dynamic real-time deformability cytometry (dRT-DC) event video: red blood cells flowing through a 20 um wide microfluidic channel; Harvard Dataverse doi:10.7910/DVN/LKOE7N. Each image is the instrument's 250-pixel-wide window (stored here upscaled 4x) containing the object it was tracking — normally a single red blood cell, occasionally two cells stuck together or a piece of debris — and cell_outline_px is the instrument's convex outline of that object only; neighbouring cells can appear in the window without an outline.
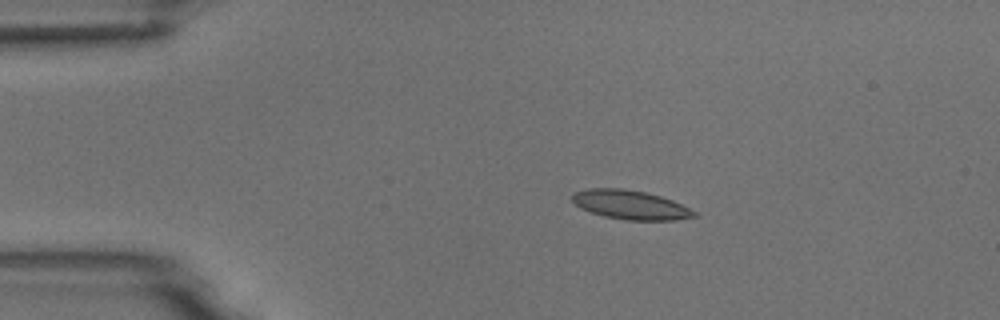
{"species": "common noctule bat (a hibernating species)", "species_latin": "Nyctalus noctula", "temperature_condition": "room temperature", "stored_images_in_passage": 6, "camera_frame_rate_fps": 3000, "um_per_image_px": 0.085, "animal": {"sex": "male", "body_mass_g": 18.8}, "frame": {"image": 1, "passage_image": 2, "time_ms": 0.333, "image_size_px": [1000, 320], "cell_outline_px": [[696, 216], [676, 220], [624, 220], [604, 216], [580, 208], [572, 200], [572, 192], [588, 188], [624, 188], [644, 192], [660, 196], [672, 200], [696, 212]], "centroid_in_image_um": [53.54, 17.4], "position_along_channel_um": 31.5, "area_um2": 20.58}}
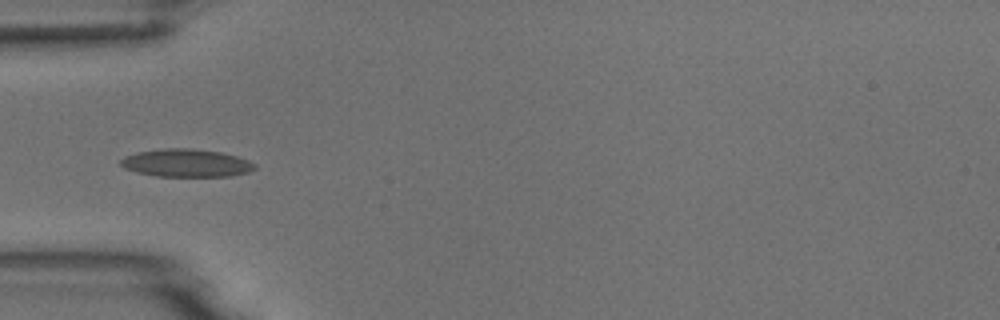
{"frame": {"image": 2, "passage_image": 4, "time_ms": 1.0, "image_size_px": [1000, 320], "cell_outline_px": [[256, 168], [248, 172], [232, 176], [156, 176], [136, 172], [124, 168], [120, 164], [120, 160], [124, 156], [136, 152], [164, 148], [192, 148], [220, 152], [236, 156], [248, 160], [256, 164]], "centroid_in_image_um": [15.82, 13.85], "position_along_channel_um": 69.2, "area_um2": 21.85}}